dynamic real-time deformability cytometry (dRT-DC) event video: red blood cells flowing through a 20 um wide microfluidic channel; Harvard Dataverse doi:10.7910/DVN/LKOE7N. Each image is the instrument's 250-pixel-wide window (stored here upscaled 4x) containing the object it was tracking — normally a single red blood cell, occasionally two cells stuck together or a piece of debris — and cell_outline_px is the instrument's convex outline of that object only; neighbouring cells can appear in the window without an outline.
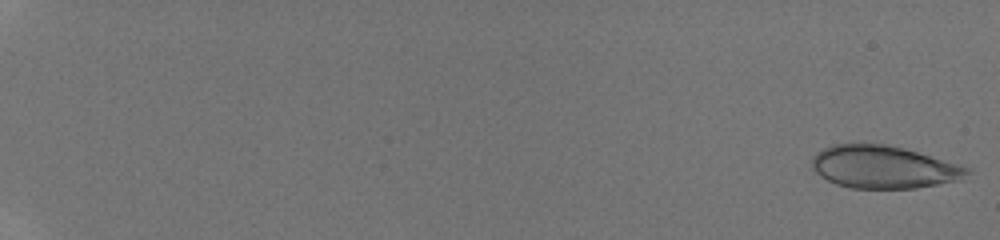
{"species": "human", "species_latin": "Homo sapiens", "temperature_condition": "room temperature", "stored_images_in_passage": 46, "camera_frame_rate_fps": 3000, "um_per_image_px": 0.085, "donor": {"sex": "male"}, "frame": {"image": 1, "passage_image": 1, "time_ms": 0.0, "image_size_px": [1000, 240], "cell_outline_px": [[972, 172], [960, 180], [916, 188], [848, 188], [836, 184], [820, 176], [812, 168], [812, 156], [816, 152], [832, 144], [888, 144], [904, 148], [972, 168]], "centroid_in_image_um": [75.11, 14.2], "position_along_channel_um": 9.9, "area_um2": 38.67}}
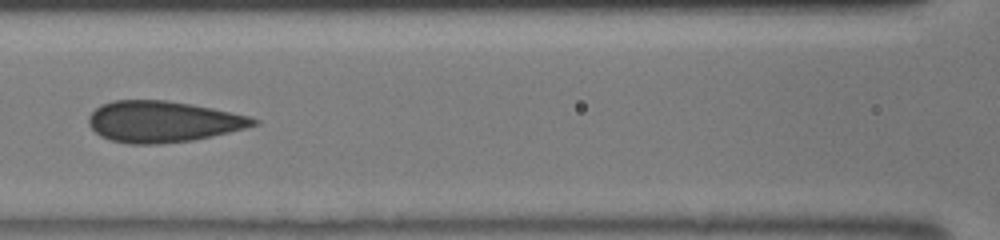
{"frame": {"image": 2, "passage_image": 25, "time_ms": 8.0, "image_size_px": [1000, 240], "cell_outline_px": [[260, 124], [212, 136], [192, 140], [160, 144], [128, 144], [112, 140], [100, 136], [88, 124], [88, 116], [100, 104], [112, 100], [164, 100], [192, 104], [252, 116], [260, 120]], "centroid_in_image_um": [13.85, 10.33], "position_along_channel_um": 152.8, "area_um2": 39.71}}
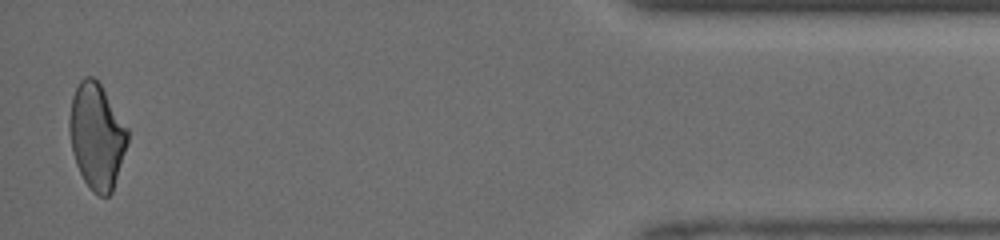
{"frame": {"image": 3, "passage_image": 46, "time_ms": 15.0, "image_size_px": [1000, 240], "cell_outline_px": [[128, 140], [112, 192], [108, 196], [100, 196], [92, 192], [84, 180], [76, 164], [72, 152], [68, 128], [68, 120], [72, 96], [80, 80], [84, 76], [92, 76], [100, 84], [128, 128]], "centroid_in_image_um": [8.2, 11.57], "position_along_channel_um": 427.0, "area_um2": 35.72}}